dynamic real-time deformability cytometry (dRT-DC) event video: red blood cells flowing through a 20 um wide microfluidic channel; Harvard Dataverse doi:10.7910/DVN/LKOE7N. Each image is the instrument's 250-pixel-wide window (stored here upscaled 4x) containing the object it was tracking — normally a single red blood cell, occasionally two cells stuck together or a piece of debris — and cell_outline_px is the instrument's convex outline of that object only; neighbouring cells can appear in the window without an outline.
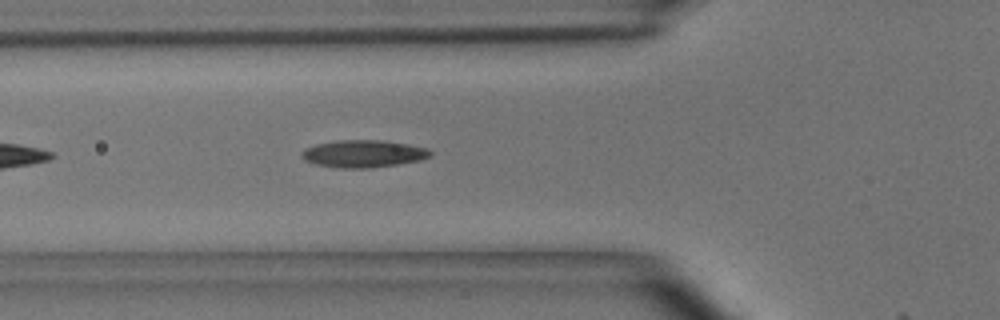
{"species": "common noctule bat (a hibernating species)", "species_latin": "Nyctalus noctula", "temperature_condition": "room temperature", "stored_images_in_passage": 7, "camera_frame_rate_fps": 3000, "um_per_image_px": 0.085, "animal": {"sex": "male", "body_mass_g": 15.6}, "frame": {"image": 1, "passage_image": 6, "time_ms": 1.667, "image_size_px": [1000, 320], "cell_outline_px": [[432, 156], [420, 160], [396, 164], [368, 168], [336, 168], [316, 164], [304, 160], [300, 156], [300, 152], [304, 148], [316, 144], [336, 140], [384, 140], [408, 144], [428, 148], [432, 152]], "centroid_in_image_um": [30.86, 13.06], "position_along_channel_um": 94.9, "area_um2": 20.69}}